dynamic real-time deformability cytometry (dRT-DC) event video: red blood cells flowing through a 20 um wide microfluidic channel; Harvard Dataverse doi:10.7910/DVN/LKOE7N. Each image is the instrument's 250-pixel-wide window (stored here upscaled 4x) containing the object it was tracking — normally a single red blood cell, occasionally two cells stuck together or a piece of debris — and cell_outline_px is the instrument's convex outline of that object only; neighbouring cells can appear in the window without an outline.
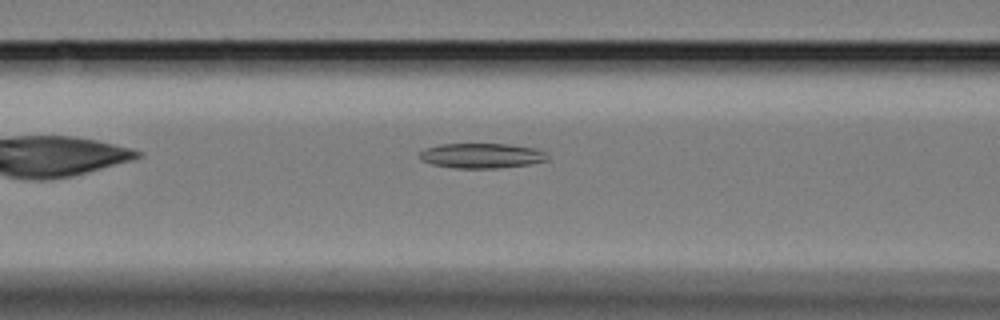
{"species": "Egyptian fruit bat (a non-hibernating species)", "species_latin": "Rousettus aegyptiacus", "temperature_condition": "cold", "stored_images_in_passage": 39, "camera_frame_rate_fps": 3000, "um_per_image_px": 0.085, "animal": {"sex": "female"}, "frame": {"image": 1, "passage_image": 7, "time_ms": 2.0, "image_size_px": [1000, 320], "cell_outline_px": [[548, 160], [528, 164], [496, 168], [456, 168], [432, 164], [424, 160], [420, 156], [420, 152], [428, 148], [440, 144], [508, 144], [536, 148], [544, 152], [548, 156]], "centroid_in_image_um": [40.98, 13.23], "position_along_channel_um": 125.6, "area_um2": 18.32}}
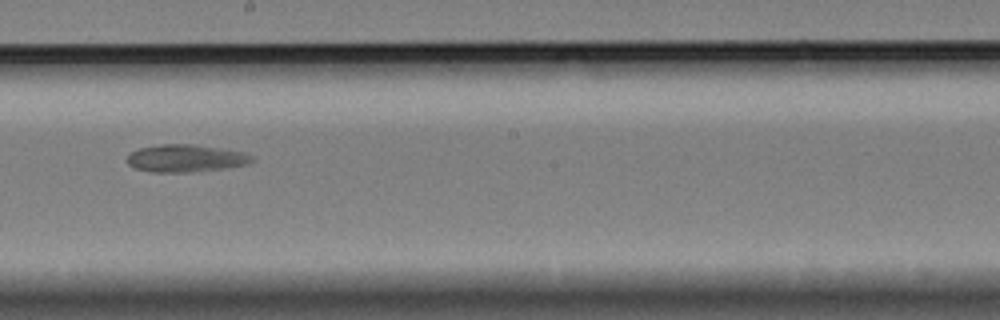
{"frame": {"image": 2, "passage_image": 17, "time_ms": 5.333, "image_size_px": [1000, 320], "cell_outline_px": [[256, 160], [248, 164], [224, 168], [188, 172], [152, 172], [136, 168], [128, 164], [128, 156], [132, 152], [140, 148], [160, 144], [196, 144], [244, 152], [252, 156]], "centroid_in_image_um": [15.82, 13.45], "position_along_channel_um": 232.4, "area_um2": 19.88}}
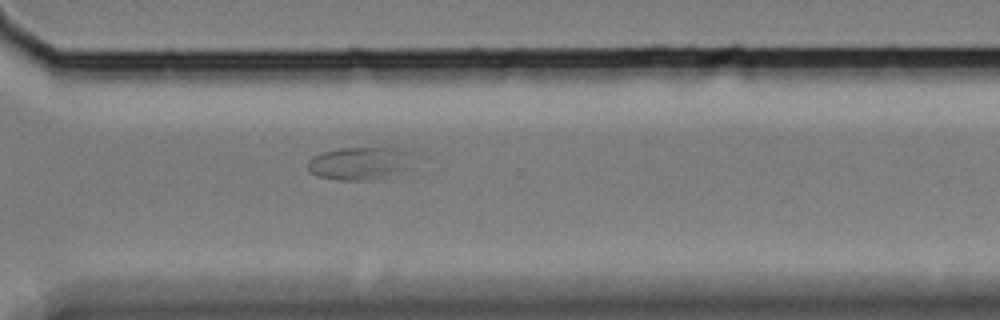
{"frame": {"image": 3, "passage_image": 27, "time_ms": 8.667, "image_size_px": [1000, 320], "cell_outline_px": [[412, 152], [408, 168], [372, 180], [340, 180], [316, 176], [308, 168], [308, 160], [312, 156], [320, 152], [340, 148], [396, 148]], "centroid_in_image_um": [30.51, 13.87], "position_along_channel_um": 340.1, "area_um2": 19.94}}